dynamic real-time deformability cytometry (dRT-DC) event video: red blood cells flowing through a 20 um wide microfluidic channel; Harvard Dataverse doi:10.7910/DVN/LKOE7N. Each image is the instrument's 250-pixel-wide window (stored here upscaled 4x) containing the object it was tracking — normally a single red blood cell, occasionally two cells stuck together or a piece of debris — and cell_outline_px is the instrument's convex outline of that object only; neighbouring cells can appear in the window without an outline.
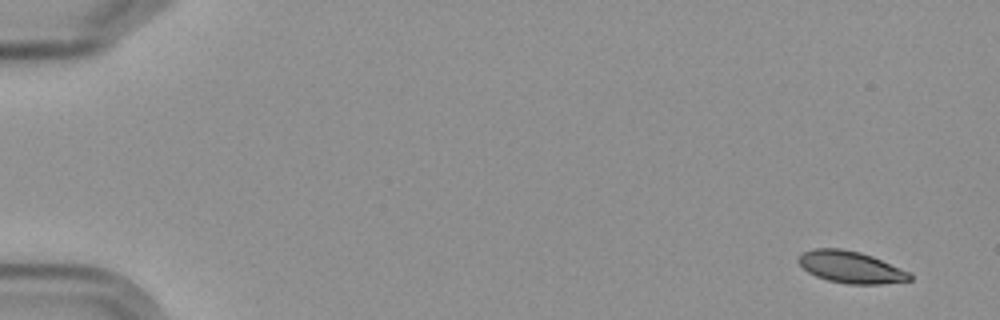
{"species": "Egyptian fruit bat (a non-hibernating species)", "species_latin": "Rousettus aegyptiacus", "temperature_condition": "cold", "stored_images_in_passage": 6, "camera_frame_rate_fps": 3000, "um_per_image_px": 0.085, "frame": {"image": 1, "passage_image": 1, "time_ms": 0.0, "image_size_px": [1000, 320], "cell_outline_px": [[912, 280], [880, 284], [848, 284], [828, 280], [816, 276], [808, 272], [796, 260], [804, 252], [812, 248], [840, 248], [860, 252], [872, 256], [908, 272], [912, 276]], "centroid_in_image_um": [72.29, 22.7], "position_along_channel_um": 12.7, "area_um2": 20.46}}